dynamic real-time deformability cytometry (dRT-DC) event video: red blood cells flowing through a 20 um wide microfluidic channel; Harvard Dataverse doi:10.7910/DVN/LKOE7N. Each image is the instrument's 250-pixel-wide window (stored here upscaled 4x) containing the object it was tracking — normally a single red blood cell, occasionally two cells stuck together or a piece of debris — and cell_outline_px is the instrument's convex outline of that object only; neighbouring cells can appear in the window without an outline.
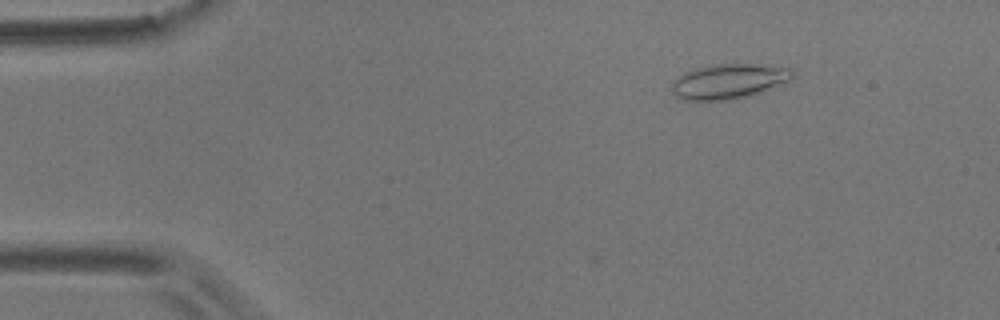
{"species": "common noctule bat (a hibernating species)", "species_latin": "Nyctalus noctula", "temperature_condition": "room temperature", "stored_images_in_passage": 4, "camera_frame_rate_fps": 3000, "um_per_image_px": 0.085, "animal": {"sex": "male", "body_mass_g": 17.9}, "frame": {"image": 1, "passage_image": 3, "time_ms": 0.667, "image_size_px": [1000, 320], "cell_outline_px": [[792, 76], [788, 80], [748, 96], [728, 100], [680, 100], [672, 92], [672, 80], [684, 72], [696, 68], [716, 64], [752, 64], [788, 68], [792, 72]], "centroid_in_image_um": [61.82, 6.92], "position_along_channel_um": 23.2, "area_um2": 24.04}}